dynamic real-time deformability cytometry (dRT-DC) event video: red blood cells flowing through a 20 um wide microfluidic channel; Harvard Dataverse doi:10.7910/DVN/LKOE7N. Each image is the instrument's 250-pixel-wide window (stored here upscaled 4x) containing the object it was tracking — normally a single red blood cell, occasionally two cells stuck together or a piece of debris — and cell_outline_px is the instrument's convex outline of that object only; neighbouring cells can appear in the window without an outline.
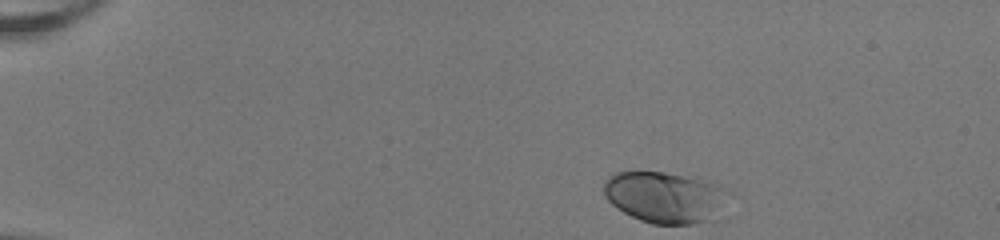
{"species": "human", "species_latin": "Homo sapiens", "temperature_condition": "room temperature", "stored_images_in_passage": 44, "camera_frame_rate_fps": 3000, "um_per_image_px": 0.085, "donor": {"sex": "female"}, "frame": {"image": 1, "passage_image": 1, "time_ms": 0.0, "image_size_px": [1000, 240], "cell_outline_px": [[720, 188], [708, 220], [692, 224], [652, 224], [640, 220], [624, 212], [612, 204], [604, 196], [604, 180], [608, 176], [616, 172], [632, 168], [664, 172], [708, 180]], "centroid_in_image_um": [56.2, 16.69], "position_along_channel_um": 28.8, "area_um2": 35.84}}
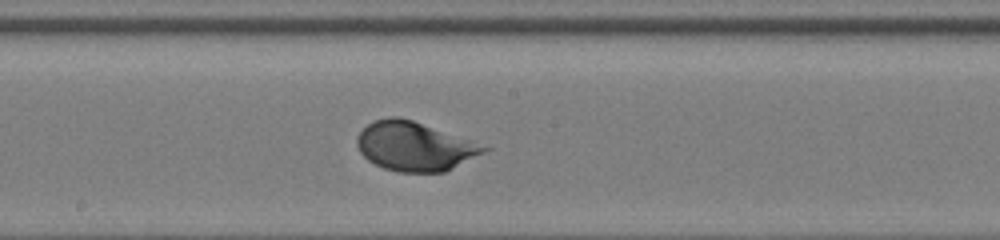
{"frame": {"image": 2, "passage_image": 22, "time_ms": 7.0, "image_size_px": [1000, 240], "cell_outline_px": [[492, 148], [444, 172], [400, 172], [384, 168], [368, 160], [360, 152], [356, 144], [356, 136], [372, 120], [388, 116], [396, 116], [412, 120], [472, 140]], "centroid_in_image_um": [35.22, 12.42], "position_along_channel_um": 213.0, "area_um2": 36.13}}
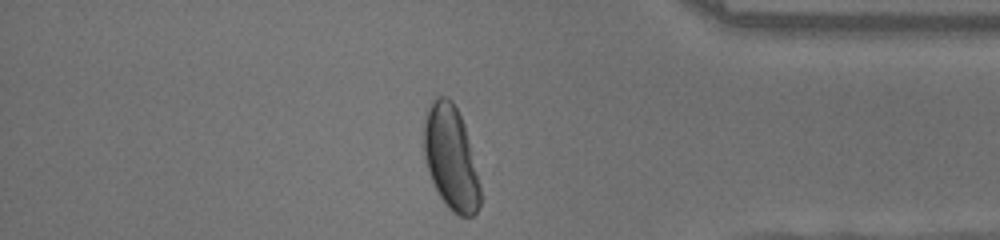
{"frame": {"image": 3, "passage_image": 37, "time_ms": 12.0, "image_size_px": [1000, 240], "cell_outline_px": [[480, 204], [476, 212], [472, 216], [460, 216], [452, 212], [444, 204], [428, 172], [424, 156], [424, 120], [428, 108], [432, 100], [436, 96], [448, 96], [452, 100], [464, 124], [480, 184]], "centroid_in_image_um": [38.31, 13.42], "position_along_channel_um": 396.9, "area_um2": 33.99}, "authors_computed_cell_mechanics": {"area_um2": 35.836, "velocity_mm_per_s": 3.9981, "shape_relaxation_time_tau1_ms": 1.8959, "shape_relaxation_time_tau2_ms": null, "deformation_change_tau1": 0.1472, "deformation_change_tau2": null}}